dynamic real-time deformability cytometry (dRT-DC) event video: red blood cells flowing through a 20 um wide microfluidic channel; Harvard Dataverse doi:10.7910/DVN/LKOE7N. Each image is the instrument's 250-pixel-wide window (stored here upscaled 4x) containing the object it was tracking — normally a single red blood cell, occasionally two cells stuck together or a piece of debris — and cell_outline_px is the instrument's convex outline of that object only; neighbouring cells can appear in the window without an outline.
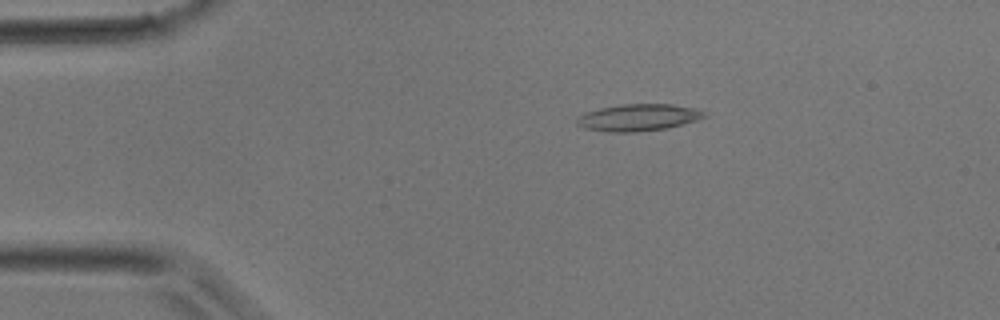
{"species": "common noctule bat (a hibernating species)", "species_latin": "Nyctalus noctula", "temperature_condition": "room temperature", "stored_images_in_passage": 34, "camera_frame_rate_fps": 3000, "um_per_image_px": 0.085, "animal": {"sex": "male", "body_mass_g": 17.9}, "frame": {"image": 1, "passage_image": 2, "time_ms": 0.333, "image_size_px": [1000, 320], "cell_outline_px": [[708, 116], [700, 120], [668, 128], [636, 132], [608, 132], [584, 128], [576, 124], [576, 116], [584, 112], [600, 108], [620, 104], [672, 104], [696, 108], [704, 112]], "centroid_in_image_um": [54.26, 9.99], "position_along_channel_um": 30.7, "area_um2": 20.35}}
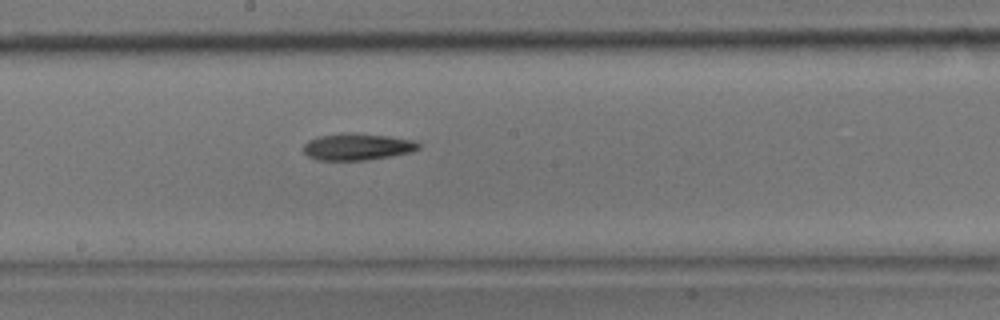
{"frame": {"image": 2, "passage_image": 16, "time_ms": 5.0, "image_size_px": [1000, 320], "cell_outline_px": [[420, 148], [412, 152], [392, 156], [368, 160], [316, 160], [308, 156], [304, 152], [304, 144], [308, 140], [320, 136], [344, 132], [348, 132], [388, 136], [412, 140], [420, 144]], "centroid_in_image_um": [30.37, 12.48], "position_along_channel_um": 217.8, "area_um2": 18.03}}
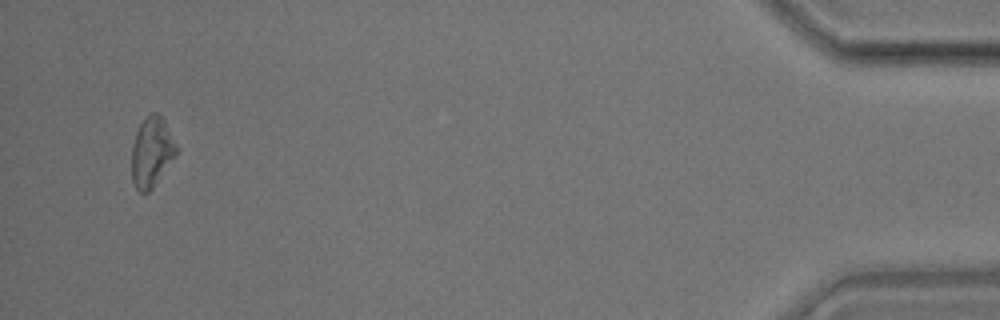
{"frame": {"image": 3, "passage_image": 33, "time_ms": 10.667, "image_size_px": [1000, 320], "cell_outline_px": [[176, 156], [152, 188], [148, 192], [140, 192], [136, 188], [132, 180], [132, 144], [136, 132], [140, 124], [152, 112], [156, 112], [164, 120], [176, 148]], "centroid_in_image_um": [12.87, 12.95], "position_along_channel_um": 422.3, "area_um2": 17.74}}